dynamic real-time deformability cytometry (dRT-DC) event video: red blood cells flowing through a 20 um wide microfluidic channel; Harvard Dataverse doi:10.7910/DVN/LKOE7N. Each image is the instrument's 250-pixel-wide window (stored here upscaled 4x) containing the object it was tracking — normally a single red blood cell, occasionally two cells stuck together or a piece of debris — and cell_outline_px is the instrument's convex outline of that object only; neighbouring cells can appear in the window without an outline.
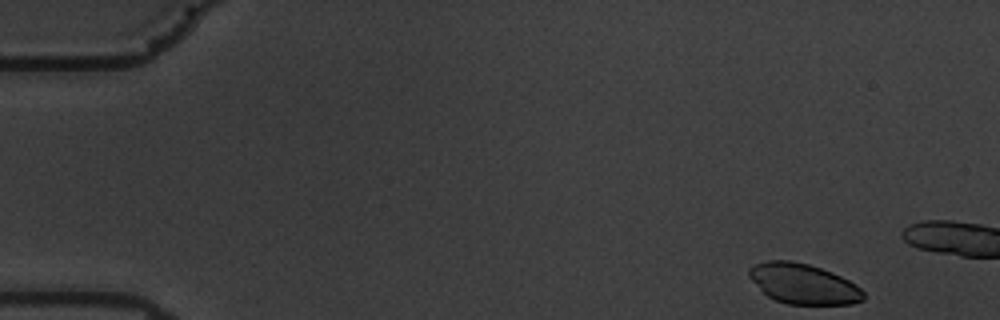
{"species": "common noctule bat (a hibernating species)", "species_latin": "Nyctalus noctula", "temperature_condition": "warm", "stored_images_in_passage": 13, "camera_frame_rate_fps": 3000, "um_per_image_px": 0.085, "animal": {"sex": "male", "body_mass_g": 19.5, "forearm_length_mm": 54.6}, "frame": {"image": 1, "passage_image": 1, "time_ms": 0.0, "image_size_px": [1000, 320], "cell_outline_px": [[864, 300], [852, 304], [788, 304], [776, 300], [768, 296], [748, 276], [748, 268], [756, 264], [768, 260], [792, 260], [808, 264], [832, 272], [856, 284], [864, 292]], "centroid_in_image_um": [68.29, 24.12], "position_along_channel_um": 16.7, "area_um2": 26.7}}